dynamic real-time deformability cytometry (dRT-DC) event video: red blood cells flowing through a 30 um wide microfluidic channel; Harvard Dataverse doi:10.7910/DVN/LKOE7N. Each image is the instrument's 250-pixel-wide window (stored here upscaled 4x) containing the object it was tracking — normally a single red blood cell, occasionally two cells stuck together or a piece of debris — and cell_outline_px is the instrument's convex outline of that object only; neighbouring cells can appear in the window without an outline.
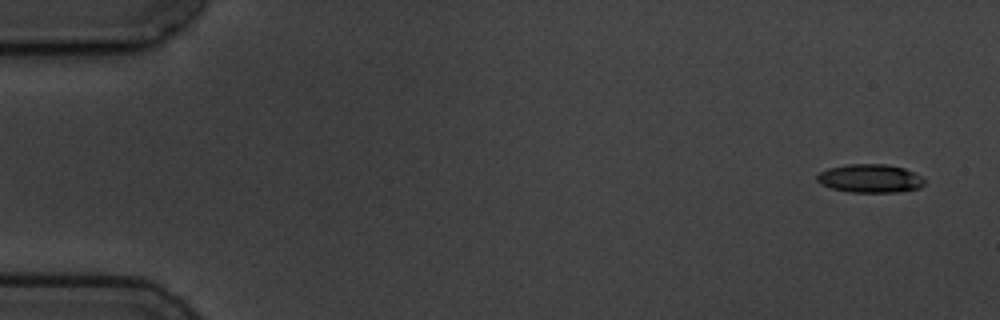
{"species": "common noctule bat (a hibernating species)", "species_latin": "Nyctalus noctula", "temperature_condition": "cold", "stored_images_in_passage": 5, "camera_frame_rate_fps": 3000, "um_per_image_px": 0.085, "animal": {"sex": "male", "body_mass_g": 19.5, "forearm_length_mm": 54.6}, "frame": {"image": 1, "passage_image": 1, "time_ms": 0.0, "image_size_px": [1000, 320], "cell_outline_px": [[924, 184], [920, 188], [896, 192], [852, 192], [832, 188], [820, 184], [816, 180], [816, 176], [820, 172], [828, 168], [848, 164], [884, 164], [904, 168], [924, 176]], "centroid_in_image_um": [73.97, 15.16], "position_along_channel_um": 11.0, "area_um2": 17.86}}